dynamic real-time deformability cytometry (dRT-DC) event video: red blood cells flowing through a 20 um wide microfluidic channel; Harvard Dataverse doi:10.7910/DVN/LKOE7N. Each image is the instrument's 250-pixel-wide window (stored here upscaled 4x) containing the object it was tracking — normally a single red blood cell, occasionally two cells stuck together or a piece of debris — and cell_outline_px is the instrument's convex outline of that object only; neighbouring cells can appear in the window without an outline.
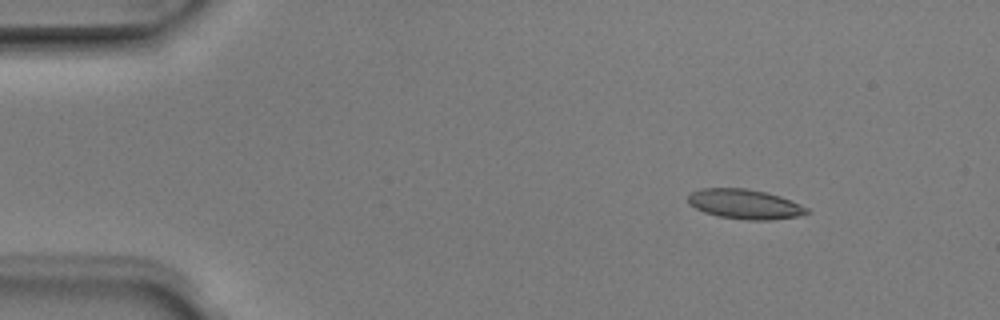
{"species": "Egyptian fruit bat (a non-hibernating species)", "species_latin": "Rousettus aegyptiacus", "temperature_condition": "room temperature", "stored_images_in_passage": 4, "camera_frame_rate_fps": 3000, "um_per_image_px": 0.085, "animal": {"sex": "male"}, "frame": {"image": 1, "passage_image": 2, "time_ms": 0.333, "image_size_px": [1000, 320], "cell_outline_px": [[808, 212], [796, 216], [772, 220], [744, 220], [716, 216], [704, 212], [688, 204], [688, 196], [692, 192], [700, 188], [748, 188], [780, 196], [800, 204], [808, 208]], "centroid_in_image_um": [63.26, 17.35], "position_along_channel_um": 21.7, "area_um2": 20.58}}
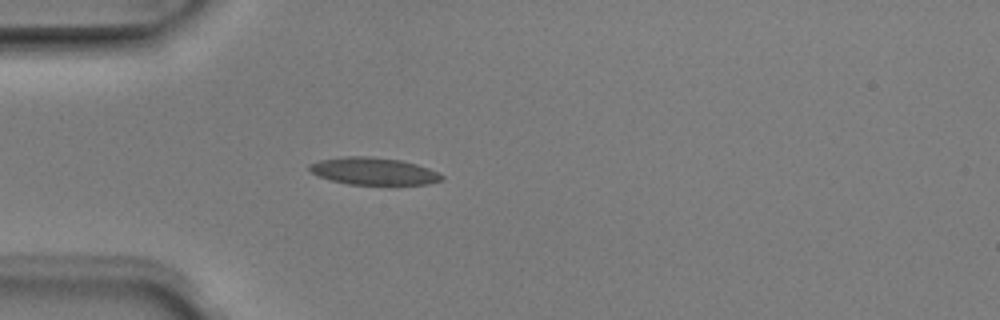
{"frame": {"image": 2, "passage_image": 4, "time_ms": 1.0, "image_size_px": [1000, 320], "cell_outline_px": [[444, 176], [440, 180], [428, 184], [348, 184], [332, 180], [320, 176], [312, 172], [308, 168], [308, 164], [320, 160], [344, 156], [372, 156], [400, 160], [416, 164], [428, 168]], "centroid_in_image_um": [31.73, 14.53], "position_along_channel_um": 53.3, "area_um2": 20.75}}